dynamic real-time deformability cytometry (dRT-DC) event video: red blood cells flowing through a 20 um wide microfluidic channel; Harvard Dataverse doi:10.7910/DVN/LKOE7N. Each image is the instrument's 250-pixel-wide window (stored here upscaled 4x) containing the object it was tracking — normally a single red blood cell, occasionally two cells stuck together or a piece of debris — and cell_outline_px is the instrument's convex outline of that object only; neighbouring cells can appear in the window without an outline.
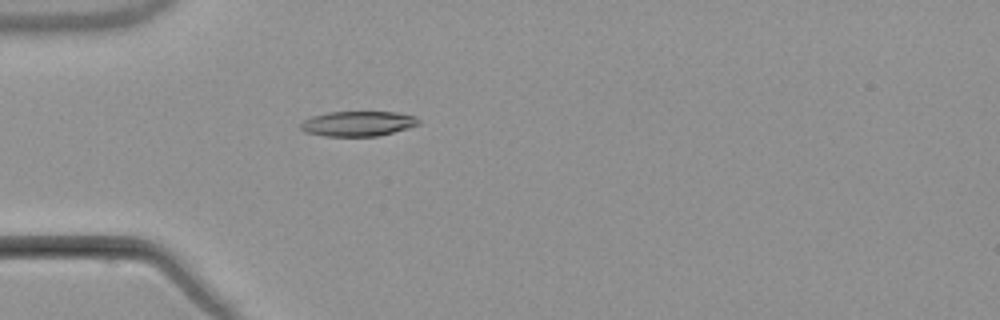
{"species": "common noctule bat (a hibernating species)", "species_latin": "Nyctalus noctula", "temperature_condition": "warm", "stored_images_in_passage": 5, "camera_frame_rate_fps": 3000, "um_per_image_px": 0.085, "animal": {"sex": "male", "body_mass_g": 21.5, "forearm_length_mm": 52.0}, "frame": {"image": 1, "passage_image": 5, "time_ms": 5.0, "image_size_px": [1000, 320], "cell_outline_px": [[420, 124], [408, 128], [376, 136], [324, 136], [304, 132], [300, 128], [300, 124], [304, 120], [312, 116], [328, 112], [396, 112], [416, 116], [420, 120]], "centroid_in_image_um": [30.42, 10.51], "position_along_channel_um": 54.6, "area_um2": 17.22}}